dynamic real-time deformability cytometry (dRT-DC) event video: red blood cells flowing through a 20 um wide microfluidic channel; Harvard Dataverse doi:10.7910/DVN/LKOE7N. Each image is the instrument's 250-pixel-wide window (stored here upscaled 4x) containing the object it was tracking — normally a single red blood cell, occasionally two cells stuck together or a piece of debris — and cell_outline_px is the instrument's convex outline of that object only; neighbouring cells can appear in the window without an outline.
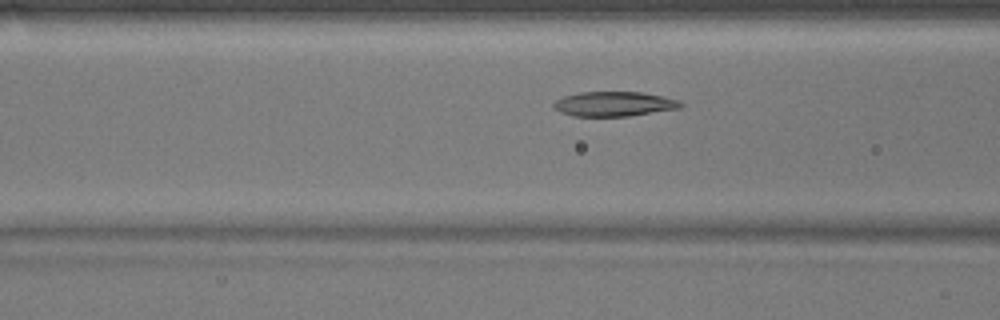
{"species": "common noctule bat (a hibernating species)", "species_latin": "Nyctalus noctula", "temperature_condition": "warm", "stored_images_in_passage": 46, "camera_frame_rate_fps": 3000, "um_per_image_px": 0.085, "animal": {"sex": "male", "body_mass_g": 17.9}, "frame": {"image": 1, "passage_image": 16, "time_ms": 5.0, "image_size_px": [1000, 320], "cell_outline_px": [[684, 104], [680, 108], [628, 116], [572, 116], [560, 112], [552, 108], [552, 104], [556, 100], [564, 96], [580, 92], [640, 92], [680, 100]], "centroid_in_image_um": [52.16, 8.84], "position_along_channel_um": 114.4, "area_um2": 18.26}}
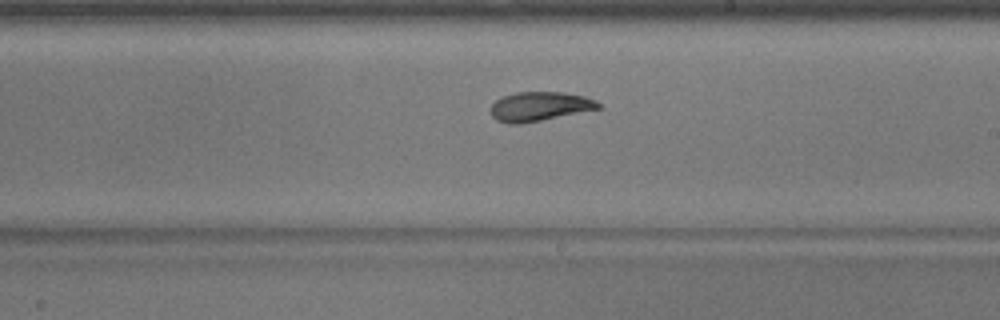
{"frame": {"image": 2, "passage_image": 26, "time_ms": 8.333, "image_size_px": [1000, 320], "cell_outline_px": [[600, 108], [520, 124], [508, 124], [496, 120], [492, 116], [488, 108], [496, 100], [504, 96], [516, 92], [564, 92], [584, 96], [596, 100], [600, 104]], "centroid_in_image_um": [45.81, 9.04], "position_along_channel_um": 243.2, "area_um2": 18.26}}
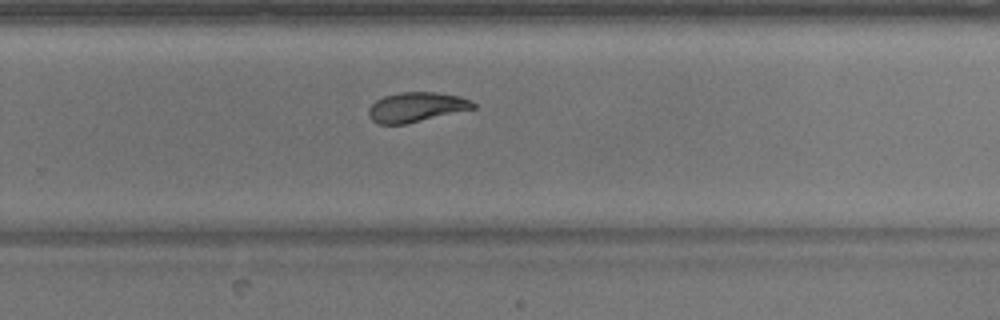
{"frame": {"image": 3, "passage_image": 30, "time_ms": 9.667, "image_size_px": [1000, 320], "cell_outline_px": [[476, 108], [404, 124], [376, 124], [368, 116], [368, 108], [376, 100], [384, 96], [400, 92], [436, 92], [460, 96], [476, 104]], "centroid_in_image_um": [35.35, 9.1], "position_along_channel_um": 294.4, "area_um2": 18.03}, "authors_computed_cell_mechanics": {"area_um2": 19.5364, "velocity_mm_per_s": 3.8661, "shape_relaxation_time_tau1_ms": null, "shape_relaxation_time_tau2_ms": 2.3458, "deformation_change_tau1": null, "deformation_change_tau2": 0.0725}}